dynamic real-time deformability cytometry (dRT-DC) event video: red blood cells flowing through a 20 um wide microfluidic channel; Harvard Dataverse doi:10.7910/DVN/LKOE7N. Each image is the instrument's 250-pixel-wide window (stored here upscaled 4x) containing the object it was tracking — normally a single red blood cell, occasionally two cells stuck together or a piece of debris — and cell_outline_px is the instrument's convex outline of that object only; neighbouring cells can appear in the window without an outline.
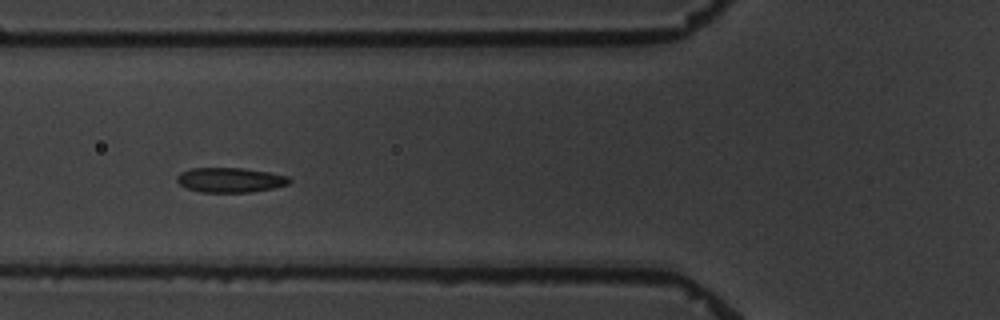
{"species": "common noctule bat (a hibernating species)", "species_latin": "Nyctalus noctula", "temperature_condition": "warm", "stored_images_in_passage": 8, "camera_frame_rate_fps": 3000, "um_per_image_px": 0.085, "animal": {"sex": "male", "body_mass_g": 19.5, "forearm_length_mm": 54.6}, "frame": {"image": 1, "passage_image": 5, "time_ms": 4.667, "image_size_px": [1000, 320], "cell_outline_px": [[292, 180], [288, 184], [272, 188], [252, 192], [200, 192], [184, 188], [176, 180], [176, 176], [180, 172], [192, 168], [244, 168], [268, 172], [288, 176]], "centroid_in_image_um": [19.53, 15.3], "position_along_channel_um": 106.3, "area_um2": 16.3}}
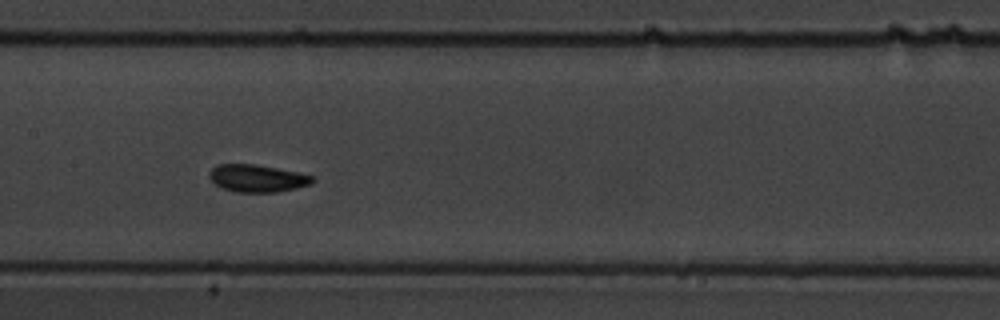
{"frame": {"image": 2, "passage_image": 7, "time_ms": 7.0, "image_size_px": [1000, 320], "cell_outline_px": [[316, 180], [312, 184], [296, 188], [276, 192], [236, 192], [224, 188], [216, 184], [208, 176], [208, 172], [216, 164], [256, 164], [296, 172], [312, 176]], "centroid_in_image_um": [21.86, 15.15], "position_along_channel_um": 185.5, "area_um2": 16.42}}
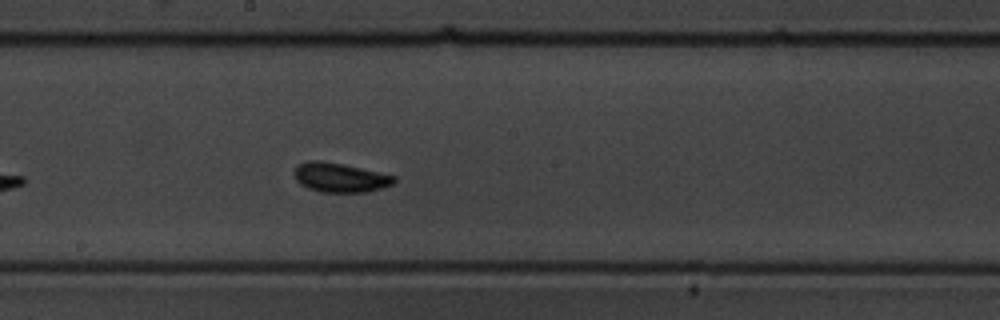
{"frame": {"image": 3, "passage_image": 8, "time_ms": 8.0, "image_size_px": [1000, 320], "cell_outline_px": [[396, 180], [392, 184], [368, 192], [320, 192], [308, 188], [300, 184], [296, 180], [296, 164], [308, 160], [320, 160], [344, 164], [396, 176]], "centroid_in_image_um": [28.89, 15.08], "position_along_channel_um": 219.3, "area_um2": 17.05}}